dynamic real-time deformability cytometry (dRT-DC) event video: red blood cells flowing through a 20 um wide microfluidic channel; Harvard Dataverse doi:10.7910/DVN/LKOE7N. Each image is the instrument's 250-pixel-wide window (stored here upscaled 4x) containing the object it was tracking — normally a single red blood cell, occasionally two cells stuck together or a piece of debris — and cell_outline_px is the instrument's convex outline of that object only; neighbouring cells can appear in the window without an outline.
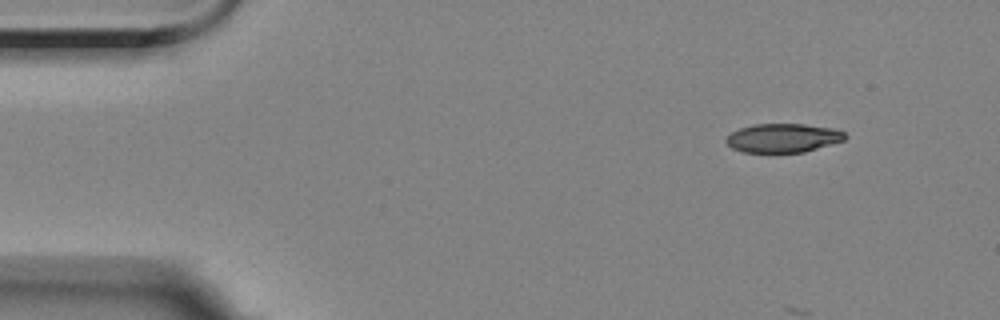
{"species": "Egyptian fruit bat (a non-hibernating species)", "species_latin": "Rousettus aegyptiacus", "temperature_condition": "room temperature", "stored_images_in_passage": 13, "camera_frame_rate_fps": 3000, "um_per_image_px": 0.085, "animal": {"sex": "female"}, "frame": {"image": 1, "passage_image": 1, "time_ms": 0.0, "image_size_px": [1000, 320], "cell_outline_px": [[848, 136], [844, 140], [804, 152], [776, 156], [744, 152], [732, 148], [724, 140], [732, 132], [740, 128], [752, 124], [804, 124], [832, 128], [844, 132]], "centroid_in_image_um": [66.52, 11.78], "position_along_channel_um": 18.5, "area_um2": 20.75}}